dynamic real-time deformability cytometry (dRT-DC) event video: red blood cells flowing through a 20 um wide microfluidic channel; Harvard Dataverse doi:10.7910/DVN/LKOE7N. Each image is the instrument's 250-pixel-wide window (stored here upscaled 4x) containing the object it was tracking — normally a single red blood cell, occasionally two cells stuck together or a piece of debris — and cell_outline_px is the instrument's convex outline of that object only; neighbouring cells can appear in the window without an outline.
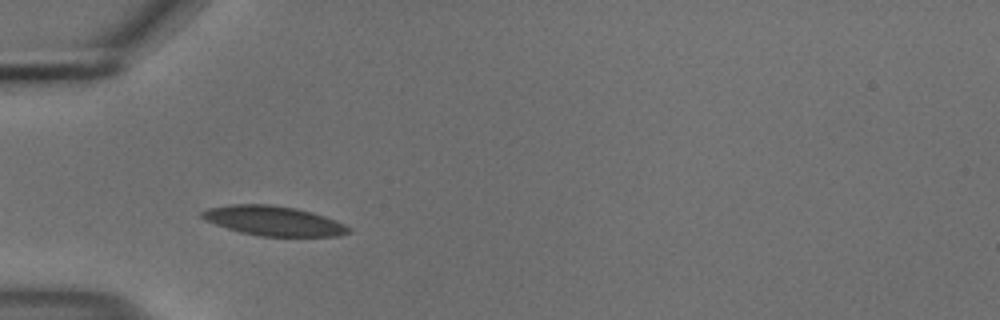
{"species": "common noctule bat (a hibernating species)", "species_latin": "Nyctalus noctula", "temperature_condition": "cold", "stored_images_in_passage": 39, "camera_frame_rate_fps": 3000, "um_per_image_px": 0.085, "animal": {"sex": "male", "body_mass_g": 18.8}, "frame": {"image": 1, "passage_image": 3, "time_ms": 0.667, "image_size_px": [1000, 320], "cell_outline_px": [[352, 232], [340, 236], [260, 236], [240, 232], [204, 220], [200, 216], [200, 212], [208, 208], [232, 204], [272, 204], [296, 208], [312, 212], [336, 220], [352, 228]], "centroid_in_image_um": [23.28, 18.77], "position_along_channel_um": 61.7, "area_um2": 25.43}}
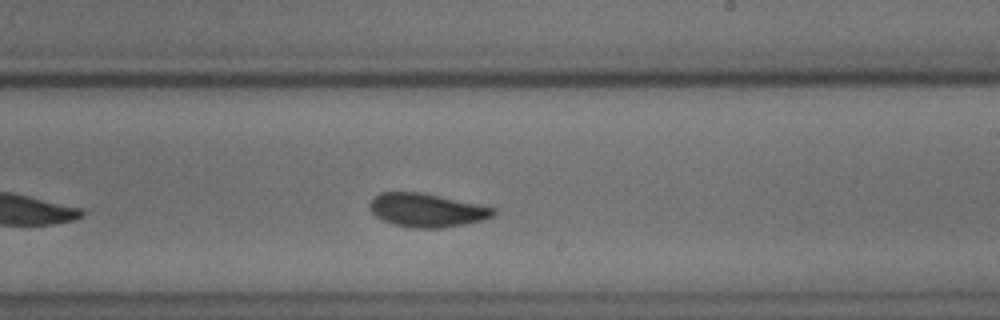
{"frame": {"image": 2, "passage_image": 19, "time_ms": 6.0, "image_size_px": [1000, 320], "cell_outline_px": [[496, 212], [492, 216], [484, 220], [464, 224], [440, 228], [416, 228], [392, 224], [376, 216], [368, 208], [368, 204], [380, 192], [424, 192], [488, 204], [496, 208]], "centroid_in_image_um": [36.36, 17.84], "position_along_channel_um": 252.6, "area_um2": 24.8}}
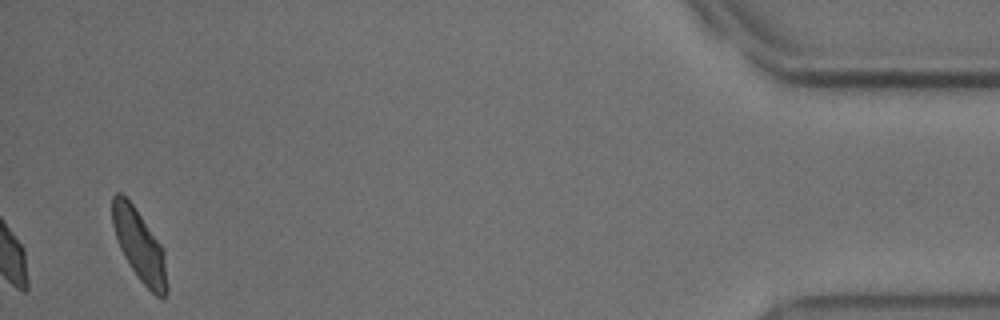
{"frame": {"image": 3, "passage_image": 39, "time_ms": 12.667, "image_size_px": [1000, 320], "cell_outline_px": [[168, 292], [164, 296], [156, 296], [136, 276], [124, 256], [120, 248], [112, 224], [112, 196], [116, 192], [120, 192], [136, 208], [160, 244], [164, 252], [168, 284]], "centroid_in_image_um": [11.85, 20.87], "position_along_channel_um": 423.3, "area_um2": 22.54}, "authors_computed_cell_mechanics": {"area_um2": 23.8714, "velocity_mm_per_s": 3.6644, "shape_relaxation_time_tau1_ms": 3.6121, "shape_relaxation_time_tau2_ms": 1.5784, "deformation_change_tau1": 0.1205, "deformation_change_tau2": 0.0537}}